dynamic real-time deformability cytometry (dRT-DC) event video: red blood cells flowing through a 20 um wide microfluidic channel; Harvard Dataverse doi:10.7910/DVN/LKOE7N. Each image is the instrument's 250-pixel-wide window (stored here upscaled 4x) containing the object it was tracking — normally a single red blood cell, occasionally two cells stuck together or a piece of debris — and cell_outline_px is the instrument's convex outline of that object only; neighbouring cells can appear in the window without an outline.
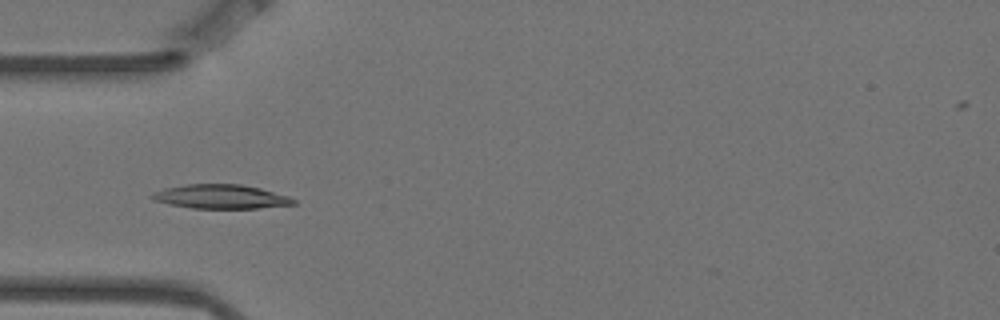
{"species": "Egyptian fruit bat (a non-hibernating species)", "species_latin": "Rousettus aegyptiacus", "temperature_condition": "warm", "stored_images_in_passage": 11, "camera_frame_rate_fps": 3000, "um_per_image_px": 0.085, "animal": {"sex": "female"}, "frame": {"image": 1, "passage_image": 5, "time_ms": 1.333, "image_size_px": [1000, 320], "cell_outline_px": [[296, 204], [260, 208], [192, 208], [168, 204], [152, 200], [148, 196], [152, 192], [164, 188], [184, 184], [240, 184], [260, 188], [288, 196], [296, 200]], "centroid_in_image_um": [18.72, 16.71], "position_along_channel_um": 66.3, "area_um2": 20.0}}
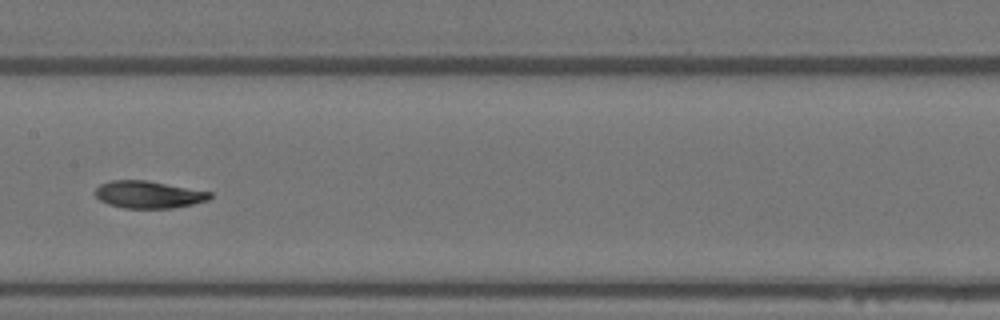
{"frame": {"image": 2, "passage_image": 8, "time_ms": 2.333, "image_size_px": [1000, 320], "cell_outline_px": [[212, 196], [208, 200], [192, 204], [172, 208], [124, 208], [108, 204], [100, 200], [96, 196], [96, 188], [100, 184], [112, 180], [148, 180], [212, 192]], "centroid_in_image_um": [12.63, 16.53], "position_along_channel_um": 194.8, "area_um2": 18.21}}
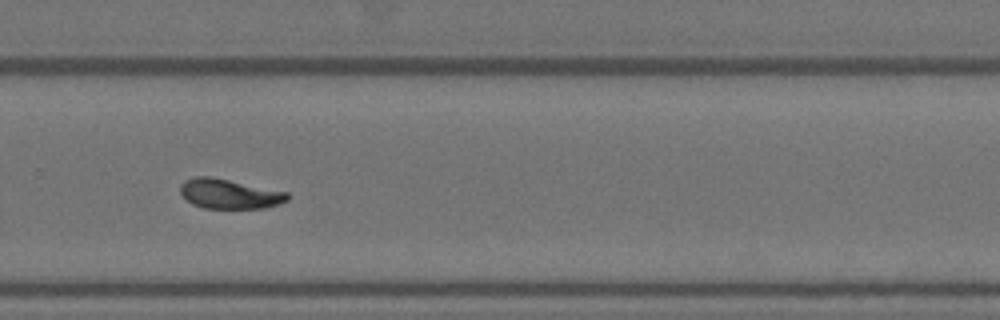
{"frame": {"image": 3, "passage_image": 11, "time_ms": 3.333, "image_size_px": [1000, 320], "cell_outline_px": [[288, 200], [264, 208], [204, 208], [192, 204], [180, 192], [180, 184], [184, 180], [196, 176], [208, 176], [288, 192]], "centroid_in_image_um": [19.46, 16.47], "position_along_channel_um": 310.3, "area_um2": 18.26}}